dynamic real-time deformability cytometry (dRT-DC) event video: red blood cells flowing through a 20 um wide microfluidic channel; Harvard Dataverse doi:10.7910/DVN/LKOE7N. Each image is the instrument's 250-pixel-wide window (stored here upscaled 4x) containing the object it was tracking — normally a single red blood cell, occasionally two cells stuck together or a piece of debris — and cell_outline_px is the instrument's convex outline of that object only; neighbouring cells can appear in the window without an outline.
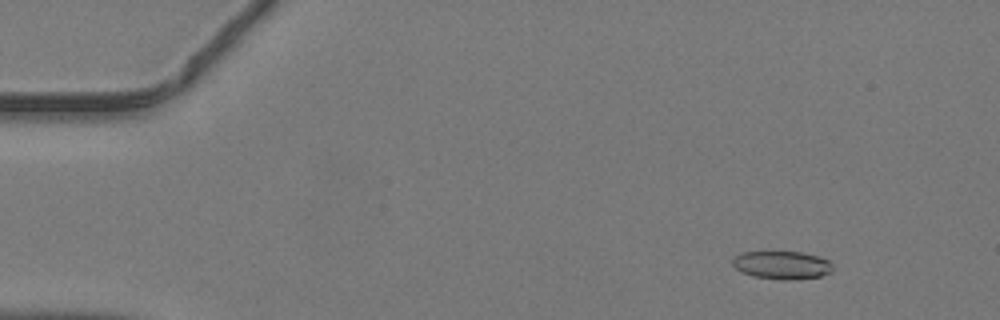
{"species": "common noctule bat (a hibernating species)", "species_latin": "Nyctalus noctula", "temperature_condition": "warm", "stored_images_in_passage": 47, "camera_frame_rate_fps": 3000, "um_per_image_px": 0.085, "animal": {"sex": "male", "body_mass_g": 19.2, "forearm_length_mm": 51.8}, "frame": {"image": 1, "passage_image": 6, "time_ms": 1.667, "image_size_px": [1000, 320], "cell_outline_px": [[832, 272], [820, 276], [792, 280], [780, 280], [752, 276], [736, 268], [732, 264], [732, 260], [740, 252], [800, 252], [820, 256], [828, 260], [832, 264]], "centroid_in_image_um": [66.48, 22.53], "position_along_channel_um": 18.5, "area_um2": 16.42}}
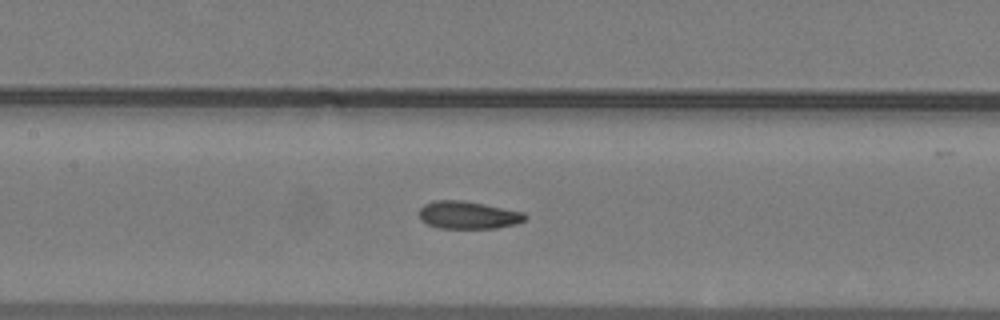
{"frame": {"image": 2, "passage_image": 23, "time_ms": 7.333, "image_size_px": [1000, 320], "cell_outline_px": [[528, 216], [524, 220], [516, 224], [496, 228], [440, 228], [428, 224], [420, 220], [420, 208], [424, 204], [436, 200], [464, 200], [524, 212]], "centroid_in_image_um": [39.8, 18.27], "position_along_channel_um": 167.6, "area_um2": 17.05}}
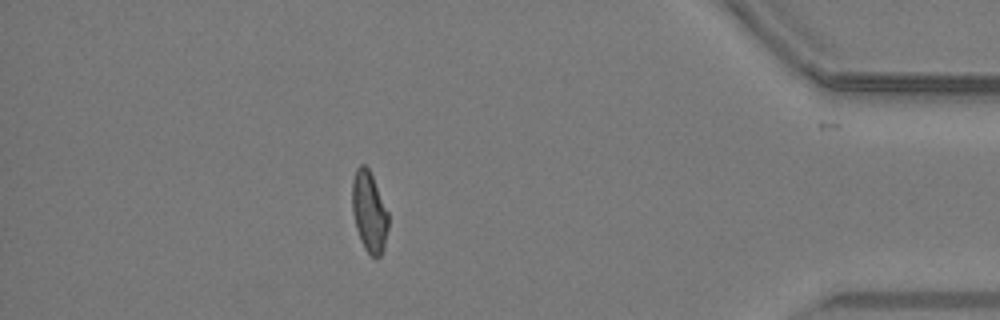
{"frame": {"image": 3, "passage_image": 42, "time_ms": 13.667, "image_size_px": [1000, 320], "cell_outline_px": [[388, 228], [384, 248], [380, 256], [376, 260], [364, 248], [360, 240], [356, 228], [352, 212], [352, 180], [356, 168], [360, 164], [364, 164], [368, 168], [372, 176], [388, 212]], "centroid_in_image_um": [31.37, 18.02], "position_along_channel_um": 403.8, "area_um2": 17.05}}